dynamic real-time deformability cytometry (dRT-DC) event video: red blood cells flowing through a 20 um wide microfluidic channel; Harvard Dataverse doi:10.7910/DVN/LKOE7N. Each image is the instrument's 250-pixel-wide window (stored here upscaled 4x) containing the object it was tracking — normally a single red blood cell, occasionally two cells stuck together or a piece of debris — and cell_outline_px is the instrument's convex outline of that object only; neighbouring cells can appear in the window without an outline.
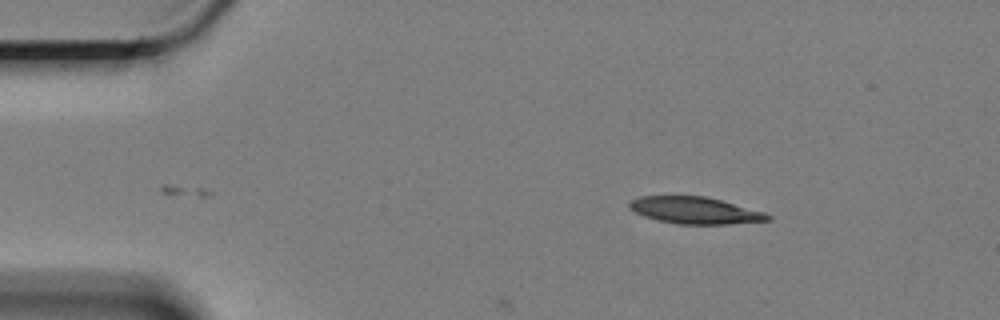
{"species": "Egyptian fruit bat (a non-hibernating species)", "species_latin": "Rousettus aegyptiacus", "temperature_condition": "cold", "stored_images_in_passage": 15, "camera_frame_rate_fps": 3000, "um_per_image_px": 0.085, "animal": {"sex": "female"}, "frame": {"image": 1, "passage_image": 15, "time_ms": 4.667, "image_size_px": [1000, 320], "cell_outline_px": [[772, 220], [728, 224], [676, 224], [656, 220], [644, 216], [628, 208], [628, 204], [632, 200], [640, 196], [704, 196], [720, 200], [764, 212], [772, 216]], "centroid_in_image_um": [59.06, 17.89], "position_along_channel_um": 25.9, "area_um2": 21.56}}